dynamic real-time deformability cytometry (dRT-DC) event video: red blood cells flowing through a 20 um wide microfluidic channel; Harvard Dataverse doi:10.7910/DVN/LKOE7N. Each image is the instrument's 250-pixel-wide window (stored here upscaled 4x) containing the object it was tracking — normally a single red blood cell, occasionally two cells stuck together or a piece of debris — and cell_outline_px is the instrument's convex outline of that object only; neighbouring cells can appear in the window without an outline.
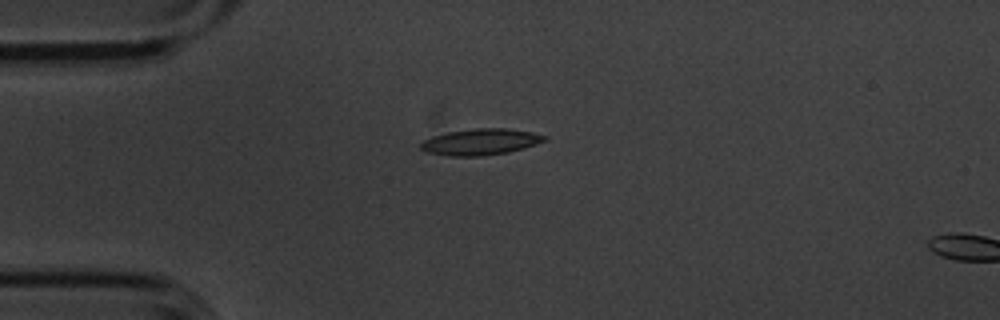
{"species": "common noctule bat (a hibernating species)", "species_latin": "Nyctalus noctula", "temperature_condition": "cold", "stored_images_in_passage": 5, "camera_frame_rate_fps": 3000, "um_per_image_px": 0.085, "animal": {"sex": "male", "body_mass_g": 20.1, "forearm_length_mm": 53.5}, "frame": {"image": 1, "passage_image": 4, "time_ms": 1.0, "image_size_px": [1000, 320], "cell_outline_px": [[548, 136], [544, 140], [536, 144], [524, 148], [508, 152], [480, 156], [452, 156], [428, 152], [420, 148], [420, 144], [424, 140], [432, 136], [448, 132], [476, 128], [508, 128], [532, 132]], "centroid_in_image_um": [40.86, 12.05], "position_along_channel_um": 44.1, "area_um2": 18.79}}